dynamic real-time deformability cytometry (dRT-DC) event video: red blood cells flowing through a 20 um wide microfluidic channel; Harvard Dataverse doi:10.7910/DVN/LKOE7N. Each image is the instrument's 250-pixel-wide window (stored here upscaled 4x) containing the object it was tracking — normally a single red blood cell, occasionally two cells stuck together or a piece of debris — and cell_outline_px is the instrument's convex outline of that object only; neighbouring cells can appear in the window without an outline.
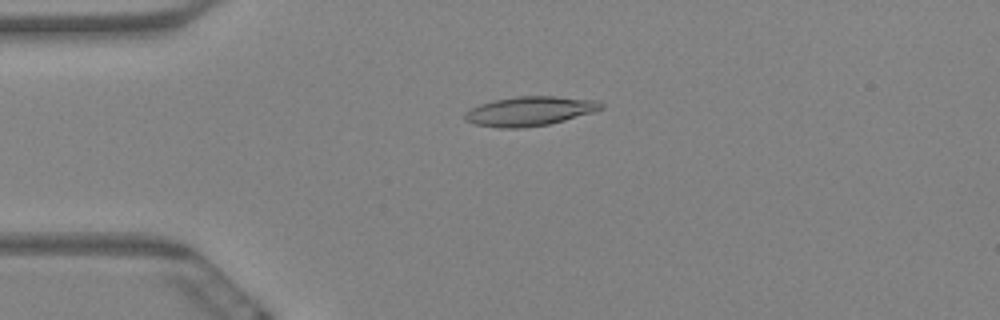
{"species": "Egyptian fruit bat (a non-hibernating species)", "species_latin": "Rousettus aegyptiacus", "temperature_condition": "warm", "stored_images_in_passage": 12, "camera_frame_rate_fps": 3000, "um_per_image_px": 0.085, "animal": {"sex": "female"}, "frame": {"image": 1, "passage_image": 1, "time_ms": 0.0, "image_size_px": [1000, 320], "cell_outline_px": [[604, 108], [592, 112], [564, 120], [548, 124], [524, 128], [500, 128], [476, 124], [464, 120], [464, 112], [480, 104], [496, 100], [516, 96], [552, 96], [600, 100], [604, 104]], "centroid_in_image_um": [45.04, 9.44], "position_along_channel_um": 40.0, "area_um2": 23.24}}
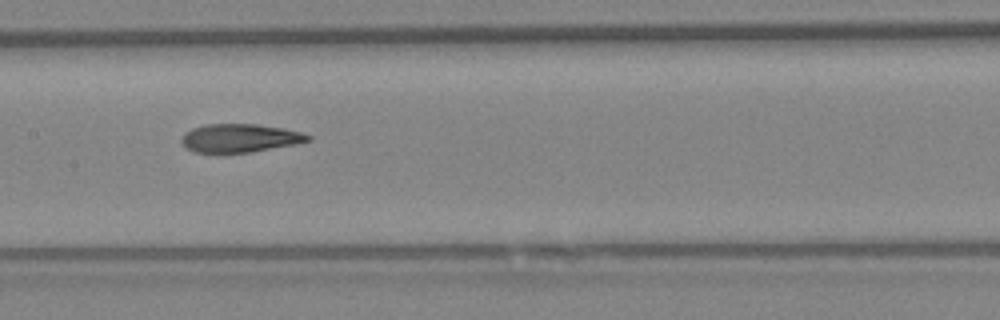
{"frame": {"image": 2, "passage_image": 5, "time_ms": 1.333, "image_size_px": [1000, 320], "cell_outline_px": [[312, 140], [296, 144], [248, 152], [196, 152], [188, 148], [180, 140], [184, 132], [192, 128], [204, 124], [256, 124], [284, 128], [300, 132], [312, 136]], "centroid_in_image_um": [20.4, 11.72], "position_along_channel_um": 187.0, "area_um2": 20.75}}
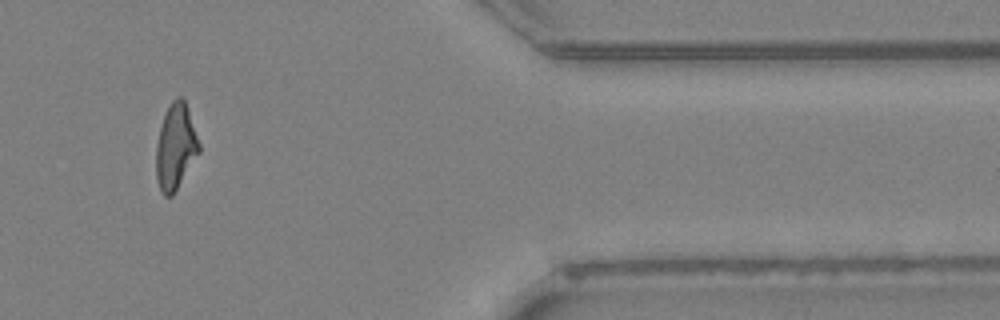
{"frame": {"image": 3, "passage_image": 11, "time_ms": 3.333, "image_size_px": [1000, 320], "cell_outline_px": [[200, 152], [172, 196], [164, 196], [160, 192], [156, 176], [156, 144], [160, 128], [164, 116], [172, 100], [176, 96], [180, 96], [184, 100], [188, 108], [200, 144]], "centroid_in_image_um": [14.92, 12.49], "position_along_channel_um": 396.5, "area_um2": 21.39}}